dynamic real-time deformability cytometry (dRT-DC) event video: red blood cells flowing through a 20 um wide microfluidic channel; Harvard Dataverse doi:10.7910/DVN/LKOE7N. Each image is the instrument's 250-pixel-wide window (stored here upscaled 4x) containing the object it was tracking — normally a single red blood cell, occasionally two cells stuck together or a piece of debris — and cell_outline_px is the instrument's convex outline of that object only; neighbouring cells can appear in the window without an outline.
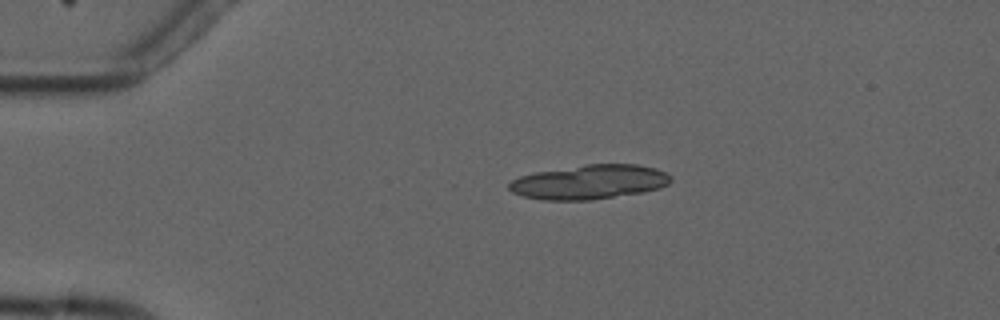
{"species": "common noctule bat (a hibernating species)", "species_latin": "Nyctalus noctula", "temperature_condition": "cold", "stored_images_in_passage": 7, "segment_of_instrument_passage": [1, 2], "camera_frame_rate_fps": 3000, "um_per_image_px": 0.085, "animal": {"sex": "male", "forearm_length_mm": 52.5}, "frame": {"image": 1, "passage_image": 1, "time_ms": 0.0, "image_size_px": [1000, 320], "cell_outline_px": [[672, 180], [668, 184], [660, 188], [644, 192], [592, 200], [544, 200], [524, 196], [512, 192], [508, 188], [508, 184], [512, 180], [520, 176], [536, 172], [584, 164], [636, 164], [656, 168], [672, 176]], "centroid_in_image_um": [50.12, 15.47], "position_along_channel_um": 34.9, "area_um2": 32.48}}